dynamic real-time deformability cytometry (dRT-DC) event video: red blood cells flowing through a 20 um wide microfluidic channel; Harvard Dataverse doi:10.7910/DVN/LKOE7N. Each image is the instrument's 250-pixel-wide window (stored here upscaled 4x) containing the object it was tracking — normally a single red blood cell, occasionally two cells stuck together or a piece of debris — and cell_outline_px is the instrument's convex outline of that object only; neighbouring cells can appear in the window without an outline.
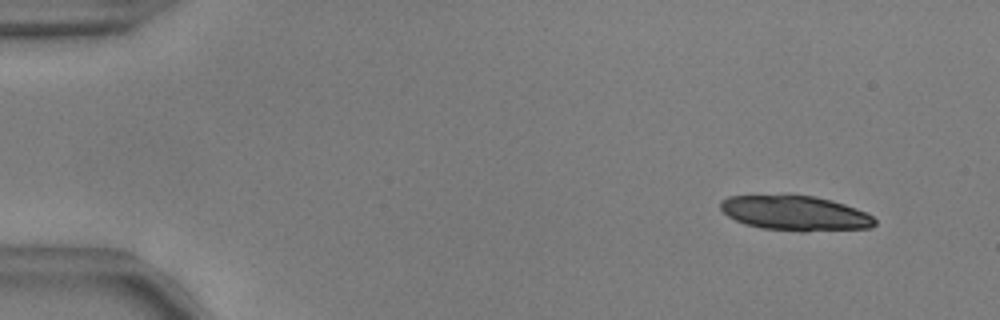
{"species": "common noctule bat (a hibernating species)", "species_latin": "Nyctalus noctula", "temperature_condition": "warm", "stored_images_in_passage": 50, "camera_frame_rate_fps": 3000, "um_per_image_px": 0.085, "animal": {"sex": "male", "body_mass_g": 17.9, "forearm_length_mm": 54.2}, "frame": {"image": 1, "passage_image": 1, "time_ms": 0.0, "image_size_px": [1000, 320], "cell_outline_px": [[876, 224], [872, 228], [804, 232], [800, 232], [760, 228], [744, 224], [728, 216], [720, 208], [720, 200], [728, 196], [816, 196], [832, 200], [856, 208], [872, 216], [876, 220]], "centroid_in_image_um": [67.61, 18.14], "position_along_channel_um": 17.4, "area_um2": 31.39}, "authors_computed_cell_mechanics": {"area_um2": 20.6635, "velocity_mm_per_s": 3.7312, "shape_relaxation_time_tau1_ms": 5.0393, "shape_relaxation_time_tau2_ms": 1.7562, "deformation_change_tau1": 0.1564, "deformation_change_tau2": 0.0698}}